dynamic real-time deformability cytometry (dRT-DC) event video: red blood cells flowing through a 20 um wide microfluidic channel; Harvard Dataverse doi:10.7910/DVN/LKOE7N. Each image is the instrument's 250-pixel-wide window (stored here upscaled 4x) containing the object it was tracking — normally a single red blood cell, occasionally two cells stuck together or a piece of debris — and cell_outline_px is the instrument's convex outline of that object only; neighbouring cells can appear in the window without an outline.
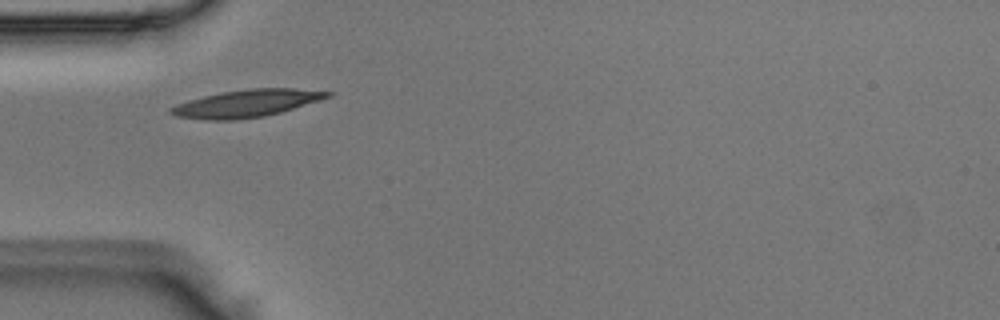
{"species": "Egyptian fruit bat (a non-hibernating species)", "species_latin": "Rousettus aegyptiacus", "temperature_condition": "room temperature", "stored_images_in_passage": 3, "camera_frame_rate_fps": 3000, "um_per_image_px": 0.085, "animal": {"sex": "male"}, "frame": {"image": 1, "passage_image": 1, "time_ms": 0.0, "image_size_px": [1000, 320], "cell_outline_px": [[332, 96], [320, 100], [280, 112], [264, 116], [236, 120], [204, 120], [176, 116], [168, 112], [168, 108], [176, 104], [188, 100], [204, 96], [224, 92], [252, 88], [292, 88], [332, 92]], "centroid_in_image_um": [20.92, 8.8], "position_along_channel_um": 64.1, "area_um2": 24.85}}
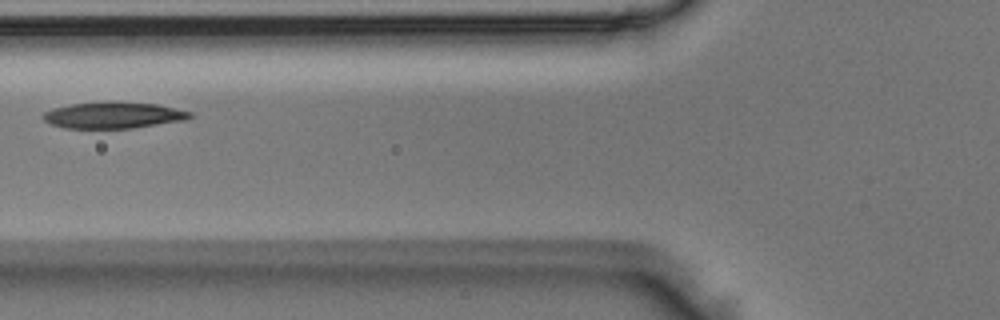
{"frame": {"image": 2, "passage_image": 2, "time_ms": 0.333, "image_size_px": [1000, 320], "cell_outline_px": [[192, 116], [184, 120], [132, 128], [64, 128], [52, 124], [44, 120], [44, 112], [52, 108], [72, 104], [112, 100], [156, 104], [192, 112]], "centroid_in_image_um": [9.63, 9.77], "position_along_channel_um": 116.2, "area_um2": 22.6}}